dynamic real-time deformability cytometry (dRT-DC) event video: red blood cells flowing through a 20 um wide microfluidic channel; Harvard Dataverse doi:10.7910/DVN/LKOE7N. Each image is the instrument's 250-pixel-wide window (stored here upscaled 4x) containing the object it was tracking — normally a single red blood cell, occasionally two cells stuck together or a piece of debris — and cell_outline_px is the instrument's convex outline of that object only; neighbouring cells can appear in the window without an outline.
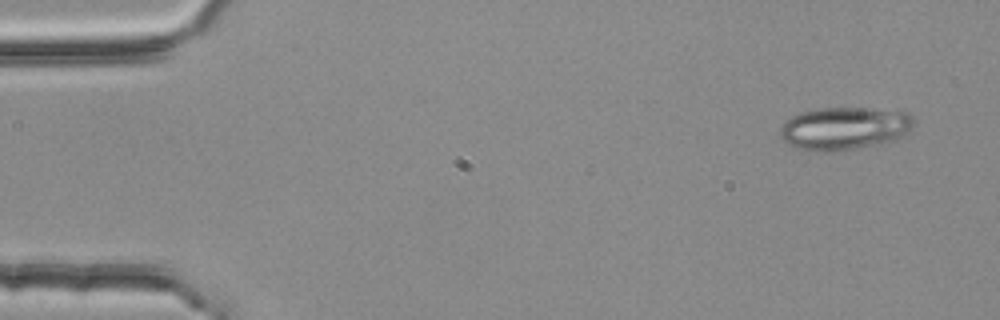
{"species": "common noctule bat (a hibernating species)", "species_latin": "Nyctalus noctula", "temperature_condition": "room temperature", "stored_images_in_passage": 4, "camera_frame_rate_fps": 3000, "um_per_image_px": 0.085, "animal": {"sex": "female", "body_mass_g": 25.1}, "frame": {"image": 1, "passage_image": 1, "time_ms": 0.0, "image_size_px": [1000, 320], "cell_outline_px": [[912, 128], [908, 132], [900, 136], [876, 144], [856, 148], [828, 152], [820, 152], [800, 148], [788, 144], [780, 136], [780, 128], [784, 120], [800, 112], [820, 108], [868, 108], [908, 112], [912, 116]], "centroid_in_image_um": [71.72, 10.89], "position_along_channel_um": 13.3, "area_um2": 33.0}}